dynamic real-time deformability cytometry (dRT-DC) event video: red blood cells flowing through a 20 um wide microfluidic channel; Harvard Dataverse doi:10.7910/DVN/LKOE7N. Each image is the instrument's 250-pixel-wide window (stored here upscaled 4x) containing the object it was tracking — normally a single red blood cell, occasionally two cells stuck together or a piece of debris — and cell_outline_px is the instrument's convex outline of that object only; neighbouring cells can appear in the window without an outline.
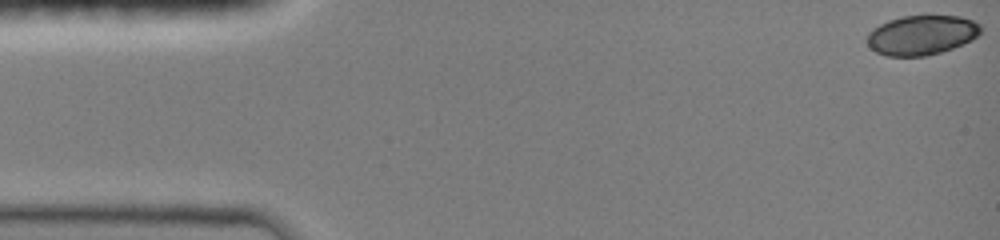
{"species": "common noctule bat (a hibernating species)", "species_latin": "Nyctalus noctula", "temperature_condition": "room temperature", "stored_images_in_passage": 48, "camera_frame_rate_fps": 3000, "um_per_image_px": 0.085, "animal": {"sex": "female", "body_mass_g": 19.0, "forearm_length_mm": 51.5}, "frame": {"image": 1, "passage_image": 1, "time_ms": 0.0, "image_size_px": [1000, 240], "cell_outline_px": [[980, 32], [972, 40], [952, 48], [940, 52], [924, 56], [888, 56], [876, 52], [868, 44], [868, 32], [872, 28], [888, 20], [904, 16], [924, 12], [960, 16], [972, 20], [980, 24]], "centroid_in_image_um": [78.35, 2.92], "position_along_channel_um": 6.7, "area_um2": 26.82}}
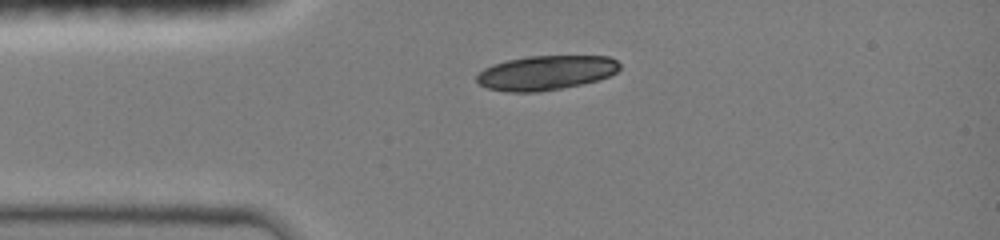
{"frame": {"image": 2, "passage_image": 13, "time_ms": 3.333, "image_size_px": [1000, 240], "cell_outline_px": [[620, 68], [616, 72], [608, 76], [596, 80], [580, 84], [560, 88], [536, 92], [508, 92], [488, 88], [480, 84], [476, 80], [476, 76], [484, 68], [492, 64], [508, 60], [528, 56], [608, 56], [616, 60], [620, 64]], "centroid_in_image_um": [46.38, 6.18], "position_along_channel_um": 38.6, "area_um2": 28.5}}